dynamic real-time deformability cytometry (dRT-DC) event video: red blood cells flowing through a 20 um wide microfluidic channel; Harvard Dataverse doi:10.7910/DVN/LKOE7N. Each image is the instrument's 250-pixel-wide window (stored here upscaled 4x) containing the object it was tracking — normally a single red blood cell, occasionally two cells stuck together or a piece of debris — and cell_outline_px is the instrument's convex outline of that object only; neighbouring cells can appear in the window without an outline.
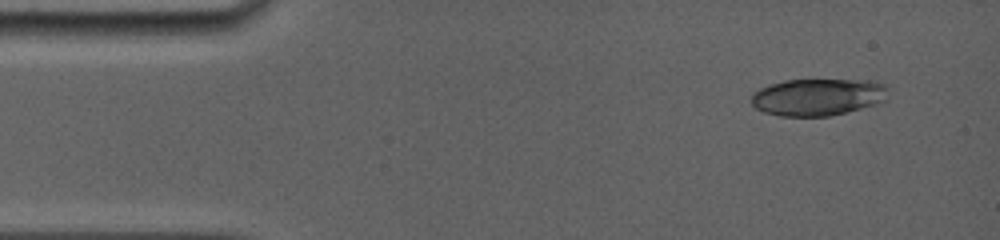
{"species": "common noctule bat (a hibernating species)", "species_latin": "Nyctalus noctula", "temperature_condition": "room temperature", "stored_images_in_passage": 4, "camera_frame_rate_fps": 5000, "um_per_image_px": 0.085, "animal": {"sex": "female", "body_mass_g": 19.0, "forearm_length_mm": 56.7}, "frame": {"image": 1, "passage_image": 1, "time_ms": 0.0, "image_size_px": [1000, 240], "cell_outline_px": [[888, 100], [860, 108], [828, 116], [780, 116], [764, 112], [756, 108], [752, 104], [752, 92], [768, 84], [784, 80], [876, 80], [884, 84], [888, 88]], "centroid_in_image_um": [69.52, 8.23], "position_along_channel_um": 15.5, "area_um2": 29.71}}